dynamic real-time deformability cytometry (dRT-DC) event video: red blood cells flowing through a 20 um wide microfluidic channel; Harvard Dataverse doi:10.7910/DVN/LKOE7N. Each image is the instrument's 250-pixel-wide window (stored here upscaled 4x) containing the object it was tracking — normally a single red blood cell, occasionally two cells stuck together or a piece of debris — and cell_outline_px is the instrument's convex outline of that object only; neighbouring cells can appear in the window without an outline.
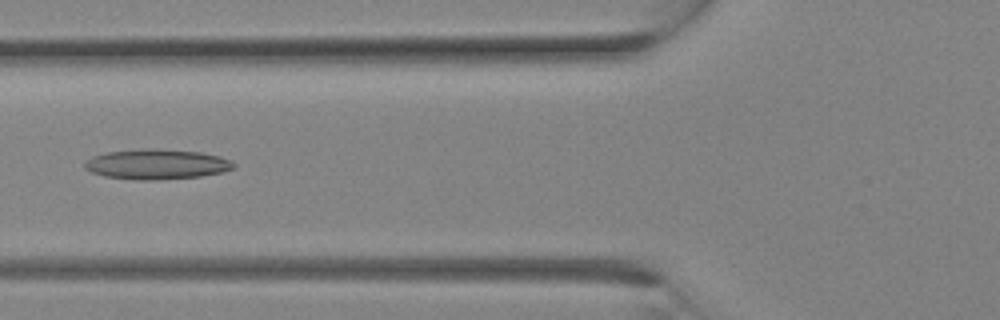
{"species": "Egyptian fruit bat (a non-hibernating species)", "species_latin": "Rousettus aegyptiacus", "temperature_condition": "room temperature", "stored_images_in_passage": 10, "camera_frame_rate_fps": 3000, "um_per_image_px": 0.085, "animal": {"sex": "female"}, "frame": {"image": 1, "passage_image": 9, "time_ms": 2.667, "image_size_px": [1000, 320], "cell_outline_px": [[236, 168], [224, 172], [200, 176], [156, 180], [136, 180], [104, 176], [92, 172], [84, 168], [84, 164], [92, 156], [104, 152], [144, 148], [152, 148], [200, 152], [220, 156], [236, 164]], "centroid_in_image_um": [13.32, 13.96], "position_along_channel_um": 112.5, "area_um2": 26.3}}